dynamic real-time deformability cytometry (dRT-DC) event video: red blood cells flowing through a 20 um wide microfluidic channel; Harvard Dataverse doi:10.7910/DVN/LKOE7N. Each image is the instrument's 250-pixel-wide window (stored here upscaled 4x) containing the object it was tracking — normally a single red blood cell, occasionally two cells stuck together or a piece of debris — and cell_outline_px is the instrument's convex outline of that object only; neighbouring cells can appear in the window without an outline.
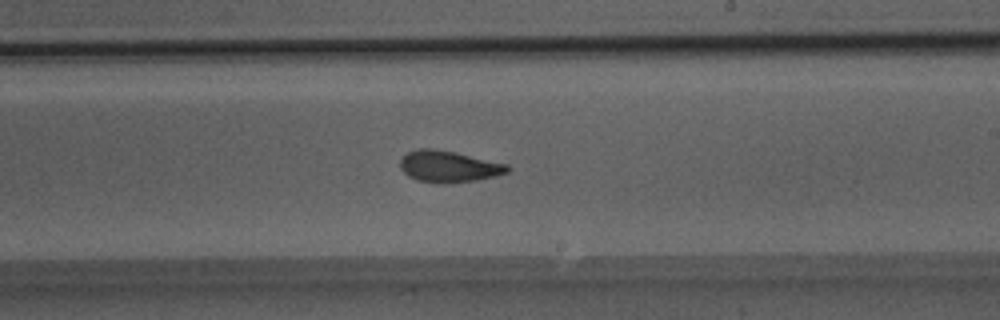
{"species": "Egyptian fruit bat (a non-hibernating species)", "species_latin": "Rousettus aegyptiacus", "temperature_condition": "room temperature", "stored_images_in_passage": 41, "camera_frame_rate_fps": 3000, "um_per_image_px": 0.085, "animal": {"sex": "male"}, "frame": {"image": 1, "passage_image": 21, "time_ms": 6.667, "image_size_px": [1000, 320], "cell_outline_px": [[512, 168], [508, 172], [496, 176], [476, 180], [448, 184], [416, 180], [408, 176], [400, 168], [400, 160], [408, 152], [416, 148], [432, 148], [456, 152], [508, 164]], "centroid_in_image_um": [38.16, 14.15], "position_along_channel_um": 250.8, "area_um2": 19.88}}
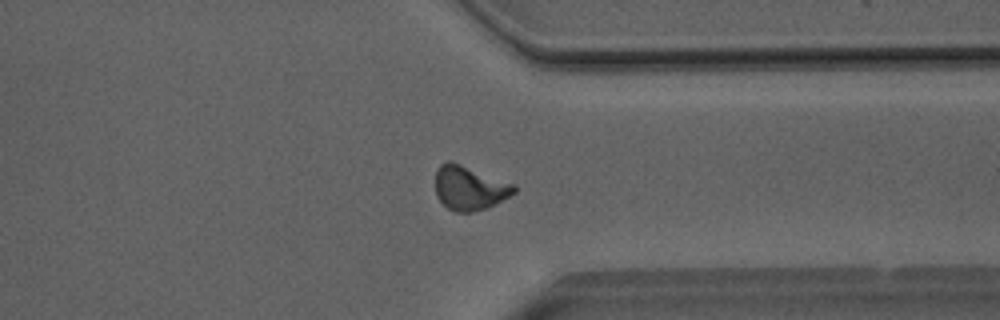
{"frame": {"image": 2, "passage_image": 30, "time_ms": 9.667, "image_size_px": [1000, 320], "cell_outline_px": [[516, 192], [488, 208], [472, 212], [456, 212], [448, 208], [436, 196], [436, 172], [440, 164], [448, 160], [460, 164], [516, 184]], "centroid_in_image_um": [39.92, 15.98], "position_along_channel_um": 371.5, "area_um2": 20.23}}
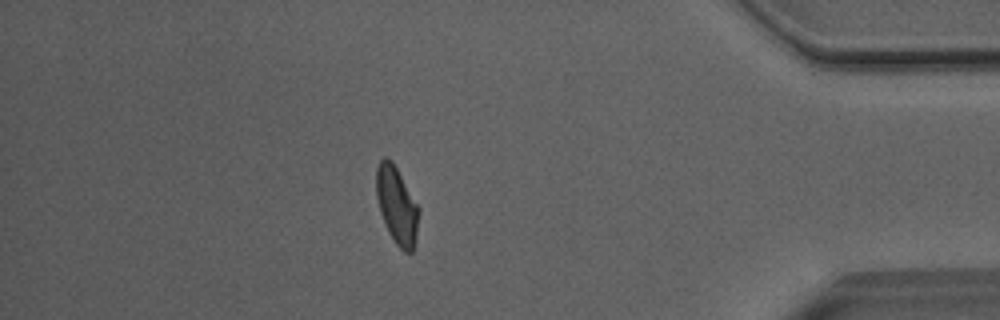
{"frame": {"image": 3, "passage_image": 35, "time_ms": 11.333, "image_size_px": [1000, 320], "cell_outline_px": [[420, 212], [416, 240], [412, 252], [404, 252], [396, 244], [388, 232], [380, 212], [376, 196], [376, 168], [380, 160], [384, 156], [388, 156], [392, 160], [420, 208]], "centroid_in_image_um": [33.73, 17.44], "position_along_channel_um": 401.5, "area_um2": 19.42}, "authors_computed_cell_mechanics": {"area_um2": 19.4208, "velocity_mm_per_s": 4.0628, "shape_relaxation_time_tau1_ms": 3.6595, "shape_relaxation_time_tau2_ms": 1.4003, "deformation_change_tau1": 0.1489, "deformation_change_tau2": 0.0839}}